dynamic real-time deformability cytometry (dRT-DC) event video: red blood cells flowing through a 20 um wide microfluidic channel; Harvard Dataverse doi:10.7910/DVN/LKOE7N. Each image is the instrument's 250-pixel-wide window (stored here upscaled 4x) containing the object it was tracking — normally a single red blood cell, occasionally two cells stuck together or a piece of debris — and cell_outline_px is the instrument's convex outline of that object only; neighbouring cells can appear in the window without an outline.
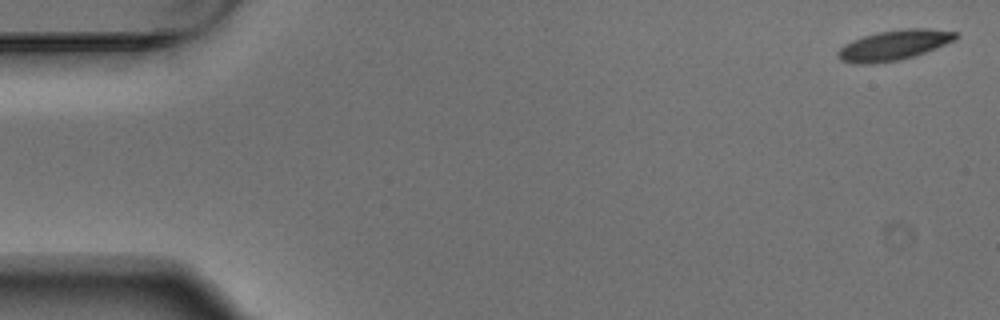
{"species": "Egyptian fruit bat (a non-hibernating species)", "species_latin": "Rousettus aegyptiacus", "temperature_condition": "warm", "stored_images_in_passage": 6, "segment_of_instrument_passage": [1, 2], "camera_frame_rate_fps": 3000, "um_per_image_px": 0.085, "animal": {"sex": "male"}, "frame": {"image": 1, "passage_image": 1, "time_ms": 0.0, "image_size_px": [1000, 320], "cell_outline_px": [[960, 36], [956, 40], [916, 56], [900, 60], [872, 64], [852, 64], [840, 60], [836, 56], [836, 52], [844, 44], [852, 40], [864, 36], [880, 32], [908, 28], [924, 28], [956, 32]], "centroid_in_image_um": [75.97, 3.86], "position_along_channel_um": 9.0, "area_um2": 20.87}}
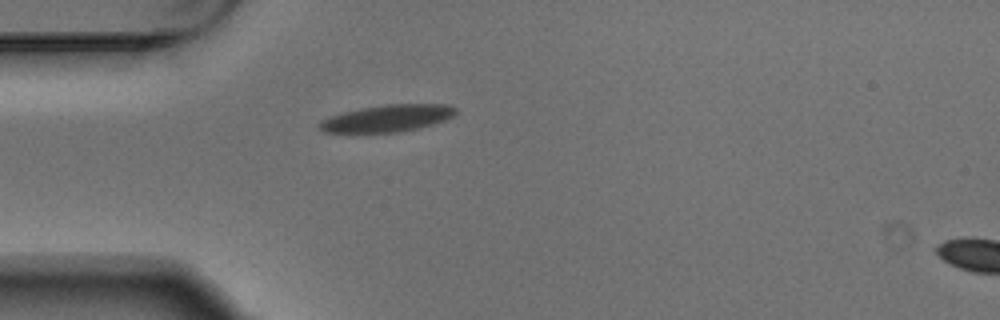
{"frame": {"image": 2, "passage_image": 5, "time_ms": 1.333, "image_size_px": [1000, 320], "cell_outline_px": [[456, 112], [452, 116], [444, 120], [432, 124], [416, 128], [396, 132], [324, 132], [320, 128], [320, 120], [344, 112], [364, 108], [388, 104], [448, 104], [456, 108]], "centroid_in_image_um": [32.95, 10.04], "position_along_channel_um": 52.0, "area_um2": 20.87}}